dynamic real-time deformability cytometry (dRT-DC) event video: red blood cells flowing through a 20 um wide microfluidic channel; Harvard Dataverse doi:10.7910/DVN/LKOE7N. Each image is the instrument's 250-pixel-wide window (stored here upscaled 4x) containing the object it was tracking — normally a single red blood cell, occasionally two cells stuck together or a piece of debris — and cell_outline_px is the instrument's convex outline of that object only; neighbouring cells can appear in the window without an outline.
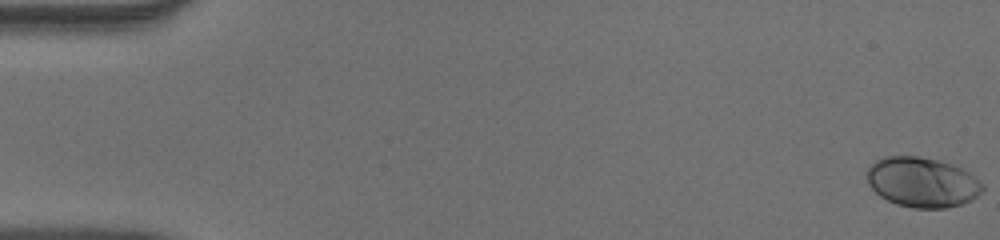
{"species": "human", "species_latin": "Homo sapiens", "temperature_condition": "warm", "stored_images_in_passage": 53, "camera_frame_rate_fps": 3000, "um_per_image_px": 0.085, "donor": {"sex": "male"}, "frame": {"image": 1, "passage_image": 1, "time_ms": 0.0, "image_size_px": [1000, 240], "cell_outline_px": [[984, 188], [972, 200], [960, 204], [944, 208], [912, 208], [896, 204], [880, 196], [868, 184], [864, 172], [876, 160], [884, 156], [920, 156], [952, 164], [968, 172], [980, 180], [984, 184]], "centroid_in_image_um": [78.36, 15.48], "position_along_channel_um": 6.6, "area_um2": 33.76}}
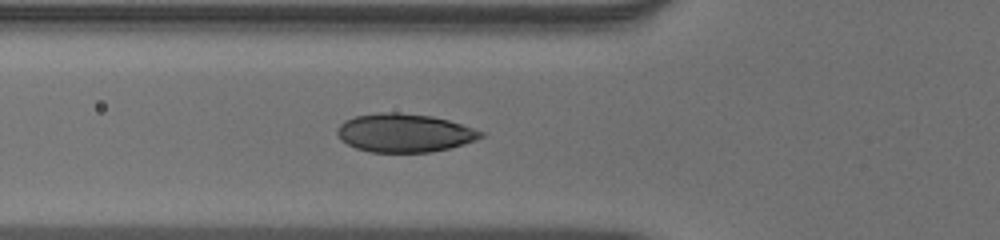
{"frame": {"image": 2, "passage_image": 20, "time_ms": 6.333, "image_size_px": [1000, 240], "cell_outline_px": [[484, 136], [476, 140], [464, 144], [432, 152], [368, 152], [356, 148], [340, 140], [336, 132], [336, 128], [344, 120], [356, 116], [376, 112], [400, 112], [432, 116], [448, 120], [484, 132]], "centroid_in_image_um": [34.34, 11.29], "position_along_channel_um": 91.5, "area_um2": 32.31}}
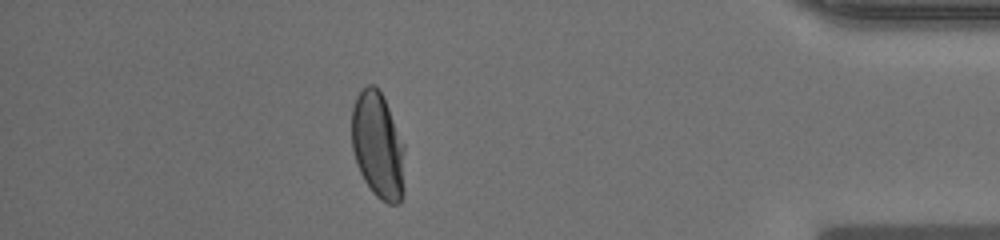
{"frame": {"image": 3, "passage_image": 47, "time_ms": 15.333, "image_size_px": [1000, 240], "cell_outline_px": [[404, 196], [400, 204], [388, 204], [380, 200], [372, 192], [364, 180], [360, 172], [352, 148], [352, 108], [356, 96], [368, 84], [372, 84], [380, 88], [384, 96], [404, 144]], "centroid_in_image_um": [32.14, 12.38], "position_along_channel_um": 403.1, "area_um2": 33.41}, "authors_computed_cell_mechanics": {"area_um2": 32.5992, "velocity_mm_per_s": 3.9245, "shape_relaxation_time_tau1_ms": 3.8355, "shape_relaxation_time_tau2_ms": null, "deformation_change_tau1": 0.1961, "deformation_change_tau2": null}}